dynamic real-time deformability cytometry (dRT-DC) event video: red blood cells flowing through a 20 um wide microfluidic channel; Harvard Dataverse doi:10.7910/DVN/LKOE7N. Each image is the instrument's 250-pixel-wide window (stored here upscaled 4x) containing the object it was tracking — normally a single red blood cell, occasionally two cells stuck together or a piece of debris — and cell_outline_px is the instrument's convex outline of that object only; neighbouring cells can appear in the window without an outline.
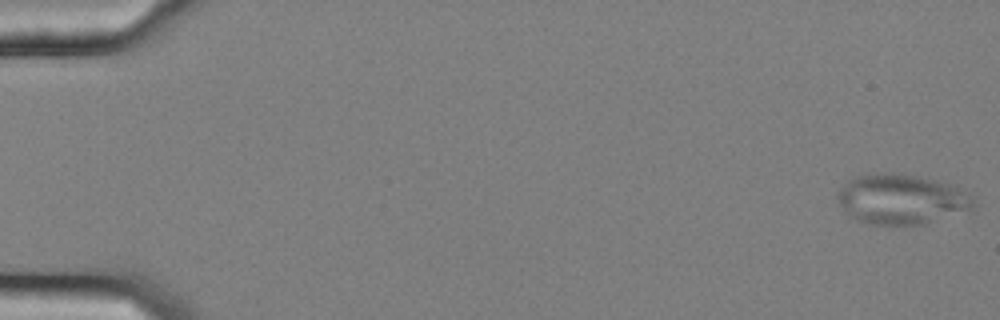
{"species": "common noctule bat (a hibernating species)", "species_latin": "Nyctalus noctula", "temperature_condition": "cold", "stored_images_in_passage": 56, "camera_frame_rate_fps": 3000, "um_per_image_px": 0.085, "animal": {"sex": "female", "body_mass_g": 25.1}, "frame": {"image": 1, "passage_image": 1, "time_ms": 0.0, "image_size_px": [1000, 320], "cell_outline_px": [[972, 204], [968, 208], [920, 224], [868, 224], [856, 220], [844, 212], [836, 196], [836, 192], [848, 180], [856, 176], [888, 172], [892, 172], [916, 176], [936, 180], [948, 184], [972, 196]], "centroid_in_image_um": [76.47, 16.91], "position_along_channel_um": 8.5, "area_um2": 38.55}}
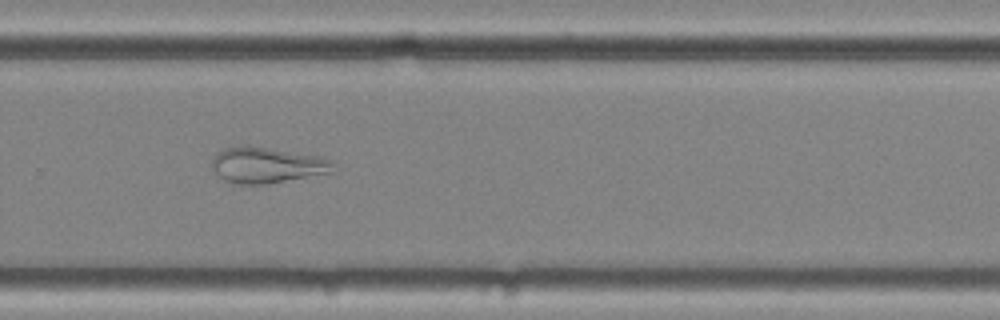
{"frame": {"image": 2, "passage_image": 39, "time_ms": 12.667, "image_size_px": [1000, 320], "cell_outline_px": [[336, 164], [328, 172], [268, 184], [232, 184], [224, 180], [212, 168], [212, 160], [216, 152], [224, 148], [240, 144], [248, 144], [324, 156], [332, 160]], "centroid_in_image_um": [22.65, 13.99], "position_along_channel_um": 307.1, "area_um2": 25.78}}
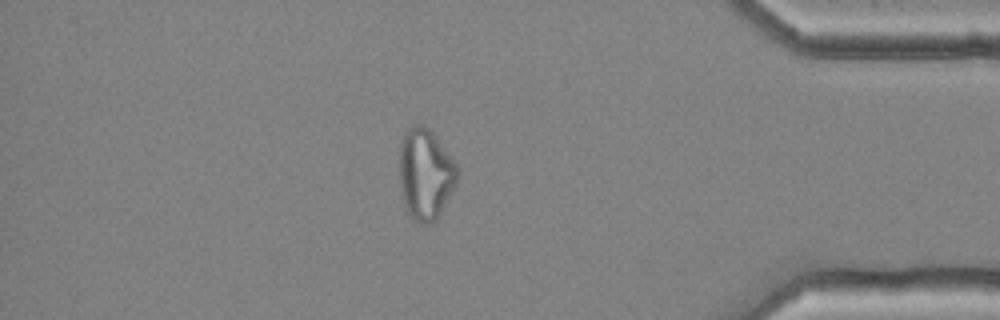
{"frame": {"image": 3, "passage_image": 49, "time_ms": 16.0, "image_size_px": [1000, 320], "cell_outline_px": [[460, 172], [436, 220], [428, 224], [420, 224], [412, 220], [408, 216], [404, 204], [400, 188], [400, 144], [408, 128], [416, 124], [424, 124], [436, 136], [460, 168]], "centroid_in_image_um": [36.15, 14.8], "position_along_channel_um": 399.1, "area_um2": 30.69}}